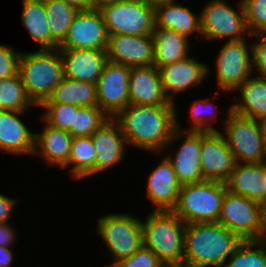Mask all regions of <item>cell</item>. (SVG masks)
Segmentation results:
<instances>
[{
	"instance_id": "6da1fadb",
	"label": "cell",
	"mask_w": 266,
	"mask_h": 267,
	"mask_svg": "<svg viewBox=\"0 0 266 267\" xmlns=\"http://www.w3.org/2000/svg\"><path fill=\"white\" fill-rule=\"evenodd\" d=\"M113 119L119 124L127 145L160 154L184 130L178 122L176 106L129 104Z\"/></svg>"
},
{
	"instance_id": "4316f807",
	"label": "cell",
	"mask_w": 266,
	"mask_h": 267,
	"mask_svg": "<svg viewBox=\"0 0 266 267\" xmlns=\"http://www.w3.org/2000/svg\"><path fill=\"white\" fill-rule=\"evenodd\" d=\"M21 20L30 37L41 48L57 49L59 45L51 38L44 0H22Z\"/></svg>"
},
{
	"instance_id": "60d3db41",
	"label": "cell",
	"mask_w": 266,
	"mask_h": 267,
	"mask_svg": "<svg viewBox=\"0 0 266 267\" xmlns=\"http://www.w3.org/2000/svg\"><path fill=\"white\" fill-rule=\"evenodd\" d=\"M16 232L13 230L12 226L8 222H0V247H10L12 246Z\"/></svg>"
},
{
	"instance_id": "9a60e30c",
	"label": "cell",
	"mask_w": 266,
	"mask_h": 267,
	"mask_svg": "<svg viewBox=\"0 0 266 267\" xmlns=\"http://www.w3.org/2000/svg\"><path fill=\"white\" fill-rule=\"evenodd\" d=\"M107 58L109 61L129 67L154 64V40L152 35H108Z\"/></svg>"
},
{
	"instance_id": "ba28073f",
	"label": "cell",
	"mask_w": 266,
	"mask_h": 267,
	"mask_svg": "<svg viewBox=\"0 0 266 267\" xmlns=\"http://www.w3.org/2000/svg\"><path fill=\"white\" fill-rule=\"evenodd\" d=\"M98 232L113 255L112 267L143 246L142 221L129 213L107 214L98 220Z\"/></svg>"
},
{
	"instance_id": "cb8c5ba5",
	"label": "cell",
	"mask_w": 266,
	"mask_h": 267,
	"mask_svg": "<svg viewBox=\"0 0 266 267\" xmlns=\"http://www.w3.org/2000/svg\"><path fill=\"white\" fill-rule=\"evenodd\" d=\"M40 133L35 132L34 153L39 154L51 166L63 167L69 160L72 135L46 123Z\"/></svg>"
},
{
	"instance_id": "5bb4252c",
	"label": "cell",
	"mask_w": 266,
	"mask_h": 267,
	"mask_svg": "<svg viewBox=\"0 0 266 267\" xmlns=\"http://www.w3.org/2000/svg\"><path fill=\"white\" fill-rule=\"evenodd\" d=\"M200 162L204 180L225 182L228 179L236 160L223 132L202 131Z\"/></svg>"
},
{
	"instance_id": "2e32d148",
	"label": "cell",
	"mask_w": 266,
	"mask_h": 267,
	"mask_svg": "<svg viewBox=\"0 0 266 267\" xmlns=\"http://www.w3.org/2000/svg\"><path fill=\"white\" fill-rule=\"evenodd\" d=\"M208 65L198 62L194 57H186L175 63L159 68L162 88L167 99L175 103L174 94L183 93L201 84L209 73Z\"/></svg>"
},
{
	"instance_id": "b9f144b4",
	"label": "cell",
	"mask_w": 266,
	"mask_h": 267,
	"mask_svg": "<svg viewBox=\"0 0 266 267\" xmlns=\"http://www.w3.org/2000/svg\"><path fill=\"white\" fill-rule=\"evenodd\" d=\"M16 200L0 194V222H8Z\"/></svg>"
},
{
	"instance_id": "d590c367",
	"label": "cell",
	"mask_w": 266,
	"mask_h": 267,
	"mask_svg": "<svg viewBox=\"0 0 266 267\" xmlns=\"http://www.w3.org/2000/svg\"><path fill=\"white\" fill-rule=\"evenodd\" d=\"M249 34L266 33V0H241Z\"/></svg>"
},
{
	"instance_id": "4dcf8cb0",
	"label": "cell",
	"mask_w": 266,
	"mask_h": 267,
	"mask_svg": "<svg viewBox=\"0 0 266 267\" xmlns=\"http://www.w3.org/2000/svg\"><path fill=\"white\" fill-rule=\"evenodd\" d=\"M44 5L51 38L60 45L79 10L64 0H44Z\"/></svg>"
},
{
	"instance_id": "83f0119b",
	"label": "cell",
	"mask_w": 266,
	"mask_h": 267,
	"mask_svg": "<svg viewBox=\"0 0 266 267\" xmlns=\"http://www.w3.org/2000/svg\"><path fill=\"white\" fill-rule=\"evenodd\" d=\"M237 90L243 99H237L231 110L239 115L260 120L266 116V78L249 77Z\"/></svg>"
},
{
	"instance_id": "ac0fdd59",
	"label": "cell",
	"mask_w": 266,
	"mask_h": 267,
	"mask_svg": "<svg viewBox=\"0 0 266 267\" xmlns=\"http://www.w3.org/2000/svg\"><path fill=\"white\" fill-rule=\"evenodd\" d=\"M64 77L96 84L108 61L106 50L59 49Z\"/></svg>"
},
{
	"instance_id": "7bdbcfd3",
	"label": "cell",
	"mask_w": 266,
	"mask_h": 267,
	"mask_svg": "<svg viewBox=\"0 0 266 267\" xmlns=\"http://www.w3.org/2000/svg\"><path fill=\"white\" fill-rule=\"evenodd\" d=\"M69 5L75 7L79 11L82 10H93L94 2L93 0H64Z\"/></svg>"
},
{
	"instance_id": "8992f818",
	"label": "cell",
	"mask_w": 266,
	"mask_h": 267,
	"mask_svg": "<svg viewBox=\"0 0 266 267\" xmlns=\"http://www.w3.org/2000/svg\"><path fill=\"white\" fill-rule=\"evenodd\" d=\"M108 35H152L155 27L154 3L122 0L101 7Z\"/></svg>"
},
{
	"instance_id": "74e56055",
	"label": "cell",
	"mask_w": 266,
	"mask_h": 267,
	"mask_svg": "<svg viewBox=\"0 0 266 267\" xmlns=\"http://www.w3.org/2000/svg\"><path fill=\"white\" fill-rule=\"evenodd\" d=\"M112 267H166L150 249L142 246L127 258L120 259Z\"/></svg>"
},
{
	"instance_id": "f546056e",
	"label": "cell",
	"mask_w": 266,
	"mask_h": 267,
	"mask_svg": "<svg viewBox=\"0 0 266 267\" xmlns=\"http://www.w3.org/2000/svg\"><path fill=\"white\" fill-rule=\"evenodd\" d=\"M96 154L91 136L73 137L69 160L62 168L72 167L69 168L72 178L85 179L95 174Z\"/></svg>"
},
{
	"instance_id": "681fc988",
	"label": "cell",
	"mask_w": 266,
	"mask_h": 267,
	"mask_svg": "<svg viewBox=\"0 0 266 267\" xmlns=\"http://www.w3.org/2000/svg\"><path fill=\"white\" fill-rule=\"evenodd\" d=\"M263 206V220H264V225H266V201L262 204Z\"/></svg>"
},
{
	"instance_id": "f1b7e54d",
	"label": "cell",
	"mask_w": 266,
	"mask_h": 267,
	"mask_svg": "<svg viewBox=\"0 0 266 267\" xmlns=\"http://www.w3.org/2000/svg\"><path fill=\"white\" fill-rule=\"evenodd\" d=\"M43 103L72 104L78 107L98 106L96 84L64 77Z\"/></svg>"
},
{
	"instance_id": "ab89813d",
	"label": "cell",
	"mask_w": 266,
	"mask_h": 267,
	"mask_svg": "<svg viewBox=\"0 0 266 267\" xmlns=\"http://www.w3.org/2000/svg\"><path fill=\"white\" fill-rule=\"evenodd\" d=\"M255 37H261L260 41L254 42L252 46V66L257 69L261 75L260 77L266 78V35L253 34Z\"/></svg>"
},
{
	"instance_id": "7dc6e473",
	"label": "cell",
	"mask_w": 266,
	"mask_h": 267,
	"mask_svg": "<svg viewBox=\"0 0 266 267\" xmlns=\"http://www.w3.org/2000/svg\"><path fill=\"white\" fill-rule=\"evenodd\" d=\"M260 125H261V129H262V133L264 136V139L266 141V116L262 117L260 120Z\"/></svg>"
},
{
	"instance_id": "e575fe53",
	"label": "cell",
	"mask_w": 266,
	"mask_h": 267,
	"mask_svg": "<svg viewBox=\"0 0 266 267\" xmlns=\"http://www.w3.org/2000/svg\"><path fill=\"white\" fill-rule=\"evenodd\" d=\"M40 107L47 109L42 116V120L45 123L54 128L68 131L71 134L74 113L77 112L78 106L62 103H42Z\"/></svg>"
},
{
	"instance_id": "1f68e13d",
	"label": "cell",
	"mask_w": 266,
	"mask_h": 267,
	"mask_svg": "<svg viewBox=\"0 0 266 267\" xmlns=\"http://www.w3.org/2000/svg\"><path fill=\"white\" fill-rule=\"evenodd\" d=\"M34 103L28 96L20 73L0 79V110L25 112Z\"/></svg>"
},
{
	"instance_id": "7402d4cb",
	"label": "cell",
	"mask_w": 266,
	"mask_h": 267,
	"mask_svg": "<svg viewBox=\"0 0 266 267\" xmlns=\"http://www.w3.org/2000/svg\"><path fill=\"white\" fill-rule=\"evenodd\" d=\"M225 185L229 192L263 204L266 201L264 162L236 163Z\"/></svg>"
},
{
	"instance_id": "4fadbf2b",
	"label": "cell",
	"mask_w": 266,
	"mask_h": 267,
	"mask_svg": "<svg viewBox=\"0 0 266 267\" xmlns=\"http://www.w3.org/2000/svg\"><path fill=\"white\" fill-rule=\"evenodd\" d=\"M108 33L99 9L82 10L77 13L59 49L106 50Z\"/></svg>"
},
{
	"instance_id": "603a6c76",
	"label": "cell",
	"mask_w": 266,
	"mask_h": 267,
	"mask_svg": "<svg viewBox=\"0 0 266 267\" xmlns=\"http://www.w3.org/2000/svg\"><path fill=\"white\" fill-rule=\"evenodd\" d=\"M23 113L0 110V149L15 155H33L35 133L19 118Z\"/></svg>"
},
{
	"instance_id": "3957f363",
	"label": "cell",
	"mask_w": 266,
	"mask_h": 267,
	"mask_svg": "<svg viewBox=\"0 0 266 267\" xmlns=\"http://www.w3.org/2000/svg\"><path fill=\"white\" fill-rule=\"evenodd\" d=\"M19 73L28 96L36 106H40L64 78L59 48L22 52Z\"/></svg>"
},
{
	"instance_id": "8fae6325",
	"label": "cell",
	"mask_w": 266,
	"mask_h": 267,
	"mask_svg": "<svg viewBox=\"0 0 266 267\" xmlns=\"http://www.w3.org/2000/svg\"><path fill=\"white\" fill-rule=\"evenodd\" d=\"M221 49L216 60L218 87L229 92L237 90L253 71L252 46L249 49L245 38L226 41Z\"/></svg>"
},
{
	"instance_id": "30bf717a",
	"label": "cell",
	"mask_w": 266,
	"mask_h": 267,
	"mask_svg": "<svg viewBox=\"0 0 266 267\" xmlns=\"http://www.w3.org/2000/svg\"><path fill=\"white\" fill-rule=\"evenodd\" d=\"M236 11L224 0H212L202 9L201 34L206 39L219 40L229 38L228 41L245 39L244 33L249 34L242 1L238 3Z\"/></svg>"
},
{
	"instance_id": "5b68a950",
	"label": "cell",
	"mask_w": 266,
	"mask_h": 267,
	"mask_svg": "<svg viewBox=\"0 0 266 267\" xmlns=\"http://www.w3.org/2000/svg\"><path fill=\"white\" fill-rule=\"evenodd\" d=\"M225 182L204 180L180 187L178 202L172 210L185 224L218 222Z\"/></svg>"
},
{
	"instance_id": "277c9868",
	"label": "cell",
	"mask_w": 266,
	"mask_h": 267,
	"mask_svg": "<svg viewBox=\"0 0 266 267\" xmlns=\"http://www.w3.org/2000/svg\"><path fill=\"white\" fill-rule=\"evenodd\" d=\"M186 224L173 211H151L142 221L143 246L150 249L166 266L184 258Z\"/></svg>"
},
{
	"instance_id": "c3c4849f",
	"label": "cell",
	"mask_w": 266,
	"mask_h": 267,
	"mask_svg": "<svg viewBox=\"0 0 266 267\" xmlns=\"http://www.w3.org/2000/svg\"><path fill=\"white\" fill-rule=\"evenodd\" d=\"M266 248V225H264L263 234L259 240Z\"/></svg>"
},
{
	"instance_id": "f35d334b",
	"label": "cell",
	"mask_w": 266,
	"mask_h": 267,
	"mask_svg": "<svg viewBox=\"0 0 266 267\" xmlns=\"http://www.w3.org/2000/svg\"><path fill=\"white\" fill-rule=\"evenodd\" d=\"M21 52L0 44V79L11 77L19 73Z\"/></svg>"
},
{
	"instance_id": "ee69618b",
	"label": "cell",
	"mask_w": 266,
	"mask_h": 267,
	"mask_svg": "<svg viewBox=\"0 0 266 267\" xmlns=\"http://www.w3.org/2000/svg\"><path fill=\"white\" fill-rule=\"evenodd\" d=\"M10 247H0V267H9L13 259Z\"/></svg>"
},
{
	"instance_id": "9c48e42d",
	"label": "cell",
	"mask_w": 266,
	"mask_h": 267,
	"mask_svg": "<svg viewBox=\"0 0 266 267\" xmlns=\"http://www.w3.org/2000/svg\"><path fill=\"white\" fill-rule=\"evenodd\" d=\"M218 222L242 241L260 240L264 229L263 206L227 190L222 200Z\"/></svg>"
},
{
	"instance_id": "836d02e7",
	"label": "cell",
	"mask_w": 266,
	"mask_h": 267,
	"mask_svg": "<svg viewBox=\"0 0 266 267\" xmlns=\"http://www.w3.org/2000/svg\"><path fill=\"white\" fill-rule=\"evenodd\" d=\"M109 117L98 106L79 107L74 113L72 137L91 136Z\"/></svg>"
},
{
	"instance_id": "7c38bea8",
	"label": "cell",
	"mask_w": 266,
	"mask_h": 267,
	"mask_svg": "<svg viewBox=\"0 0 266 267\" xmlns=\"http://www.w3.org/2000/svg\"><path fill=\"white\" fill-rule=\"evenodd\" d=\"M131 67L107 61L96 83L98 107L113 118L130 104L129 79Z\"/></svg>"
},
{
	"instance_id": "7a4b0ae2",
	"label": "cell",
	"mask_w": 266,
	"mask_h": 267,
	"mask_svg": "<svg viewBox=\"0 0 266 267\" xmlns=\"http://www.w3.org/2000/svg\"><path fill=\"white\" fill-rule=\"evenodd\" d=\"M242 240L219 222L186 224L184 234V258L224 267L226 259Z\"/></svg>"
},
{
	"instance_id": "d4e9b609",
	"label": "cell",
	"mask_w": 266,
	"mask_h": 267,
	"mask_svg": "<svg viewBox=\"0 0 266 267\" xmlns=\"http://www.w3.org/2000/svg\"><path fill=\"white\" fill-rule=\"evenodd\" d=\"M176 0L154 3L155 27H164L189 37L193 32L201 34V19L189 8L179 5Z\"/></svg>"
},
{
	"instance_id": "bcb514c9",
	"label": "cell",
	"mask_w": 266,
	"mask_h": 267,
	"mask_svg": "<svg viewBox=\"0 0 266 267\" xmlns=\"http://www.w3.org/2000/svg\"><path fill=\"white\" fill-rule=\"evenodd\" d=\"M122 0H93L94 2V9H100L104 5L116 3Z\"/></svg>"
},
{
	"instance_id": "d6986e66",
	"label": "cell",
	"mask_w": 266,
	"mask_h": 267,
	"mask_svg": "<svg viewBox=\"0 0 266 267\" xmlns=\"http://www.w3.org/2000/svg\"><path fill=\"white\" fill-rule=\"evenodd\" d=\"M148 177L146 194L156 205L154 211H172L177 205L181 187L172 163L165 157Z\"/></svg>"
},
{
	"instance_id": "44dd1931",
	"label": "cell",
	"mask_w": 266,
	"mask_h": 267,
	"mask_svg": "<svg viewBox=\"0 0 266 267\" xmlns=\"http://www.w3.org/2000/svg\"><path fill=\"white\" fill-rule=\"evenodd\" d=\"M188 131L185 132L183 143L174 157L166 156L172 163L181 185L204 181L200 162L202 131Z\"/></svg>"
},
{
	"instance_id": "f6af8a7d",
	"label": "cell",
	"mask_w": 266,
	"mask_h": 267,
	"mask_svg": "<svg viewBox=\"0 0 266 267\" xmlns=\"http://www.w3.org/2000/svg\"><path fill=\"white\" fill-rule=\"evenodd\" d=\"M172 267H210V266L207 264L183 258L179 263L174 264Z\"/></svg>"
},
{
	"instance_id": "484cf974",
	"label": "cell",
	"mask_w": 266,
	"mask_h": 267,
	"mask_svg": "<svg viewBox=\"0 0 266 267\" xmlns=\"http://www.w3.org/2000/svg\"><path fill=\"white\" fill-rule=\"evenodd\" d=\"M152 36L154 65L158 69L188 57L191 44L185 35L168 28L154 27Z\"/></svg>"
},
{
	"instance_id": "52a82bcc",
	"label": "cell",
	"mask_w": 266,
	"mask_h": 267,
	"mask_svg": "<svg viewBox=\"0 0 266 267\" xmlns=\"http://www.w3.org/2000/svg\"><path fill=\"white\" fill-rule=\"evenodd\" d=\"M223 135L236 163H263L266 161V141L259 120L228 111Z\"/></svg>"
},
{
	"instance_id": "f907efd6",
	"label": "cell",
	"mask_w": 266,
	"mask_h": 267,
	"mask_svg": "<svg viewBox=\"0 0 266 267\" xmlns=\"http://www.w3.org/2000/svg\"><path fill=\"white\" fill-rule=\"evenodd\" d=\"M264 176H265V188H266V161L264 162Z\"/></svg>"
},
{
	"instance_id": "8d00e7d4",
	"label": "cell",
	"mask_w": 266,
	"mask_h": 267,
	"mask_svg": "<svg viewBox=\"0 0 266 267\" xmlns=\"http://www.w3.org/2000/svg\"><path fill=\"white\" fill-rule=\"evenodd\" d=\"M209 103L213 104L207 98H205V99H199V100L197 99L191 104L192 106L190 108V111H191L190 114L192 117L191 121L193 122V125H192L193 127L189 128V130L217 131V129L211 126L212 123H214L213 120H216L215 112L213 111L214 112L213 115L211 114V116H208V113H209L208 109L210 105Z\"/></svg>"
},
{
	"instance_id": "e0dca14e",
	"label": "cell",
	"mask_w": 266,
	"mask_h": 267,
	"mask_svg": "<svg viewBox=\"0 0 266 267\" xmlns=\"http://www.w3.org/2000/svg\"><path fill=\"white\" fill-rule=\"evenodd\" d=\"M130 104L144 106H175L164 94L159 69L150 66L131 67L129 79Z\"/></svg>"
},
{
	"instance_id": "d6a6232c",
	"label": "cell",
	"mask_w": 266,
	"mask_h": 267,
	"mask_svg": "<svg viewBox=\"0 0 266 267\" xmlns=\"http://www.w3.org/2000/svg\"><path fill=\"white\" fill-rule=\"evenodd\" d=\"M228 259L224 267H266V248L259 240L242 241Z\"/></svg>"
},
{
	"instance_id": "ffe728a7",
	"label": "cell",
	"mask_w": 266,
	"mask_h": 267,
	"mask_svg": "<svg viewBox=\"0 0 266 267\" xmlns=\"http://www.w3.org/2000/svg\"><path fill=\"white\" fill-rule=\"evenodd\" d=\"M91 138L97 152L95 174L107 170L123 159L124 147L127 143L119 124L113 118H109L102 124Z\"/></svg>"
},
{
	"instance_id": "816d5d0a",
	"label": "cell",
	"mask_w": 266,
	"mask_h": 267,
	"mask_svg": "<svg viewBox=\"0 0 266 267\" xmlns=\"http://www.w3.org/2000/svg\"><path fill=\"white\" fill-rule=\"evenodd\" d=\"M147 1L155 3V2H158V1H166V0H147Z\"/></svg>"
}]
</instances>
